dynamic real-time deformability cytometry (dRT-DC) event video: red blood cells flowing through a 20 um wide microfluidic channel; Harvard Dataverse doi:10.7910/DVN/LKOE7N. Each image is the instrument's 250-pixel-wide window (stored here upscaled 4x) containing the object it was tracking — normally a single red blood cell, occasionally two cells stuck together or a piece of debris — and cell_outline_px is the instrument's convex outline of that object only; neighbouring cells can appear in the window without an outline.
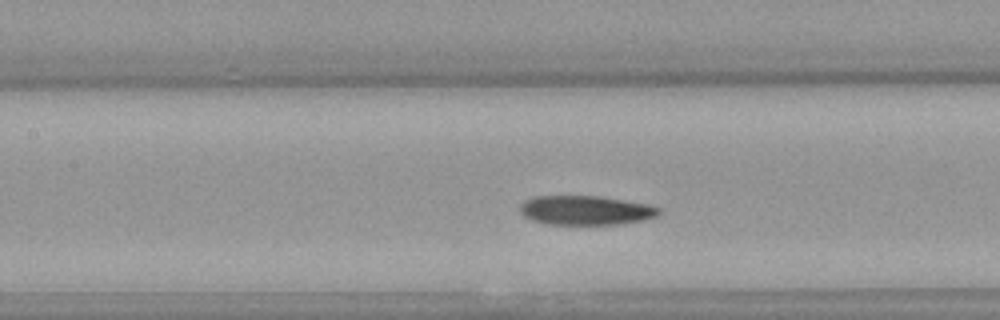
{"species": "Egyptian fruit bat (a non-hibernating species)", "species_latin": "Rousettus aegyptiacus", "temperature_condition": "warm", "stored_images_in_passage": 22, "camera_frame_rate_fps": 3000, "um_per_image_px": 0.085, "animal": {"sex": "female"}, "frame": {"image": 1, "passage_image": 7, "time_ms": 2.0, "image_size_px": [1000, 320], "cell_outline_px": [[660, 212], [656, 216], [644, 220], [620, 224], [544, 224], [532, 220], [524, 216], [520, 212], [520, 204], [524, 200], [532, 196], [596, 196], [624, 200], [648, 204], [660, 208]], "centroid_in_image_um": [49.75, 17.87], "position_along_channel_um": 157.7, "area_um2": 23.76}}
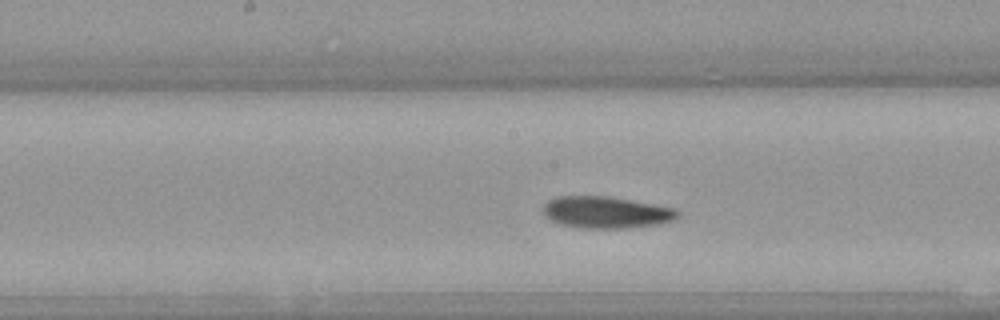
{"frame": {"image": 2, "passage_image": 10, "time_ms": 3.0, "image_size_px": [1000, 320], "cell_outline_px": [[680, 212], [672, 220], [656, 224], [628, 228], [580, 228], [564, 224], [552, 220], [544, 216], [544, 204], [548, 200], [556, 196], [608, 196], [676, 208]], "centroid_in_image_um": [51.5, 18.04], "position_along_channel_um": 196.7, "area_um2": 24.68}}